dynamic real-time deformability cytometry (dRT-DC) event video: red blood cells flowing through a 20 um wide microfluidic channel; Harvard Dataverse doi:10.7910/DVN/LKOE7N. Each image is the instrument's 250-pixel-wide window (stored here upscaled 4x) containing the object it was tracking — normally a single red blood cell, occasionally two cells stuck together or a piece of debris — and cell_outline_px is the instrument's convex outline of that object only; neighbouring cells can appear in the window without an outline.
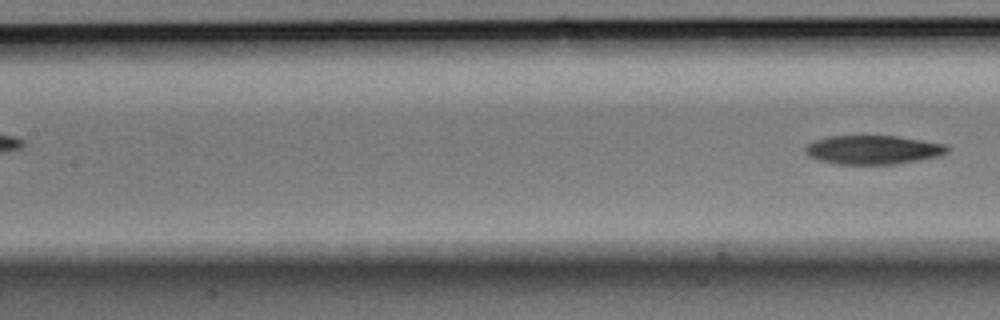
{"species": "Egyptian fruit bat (a non-hibernating species)", "species_latin": "Rousettus aegyptiacus", "temperature_condition": "room temperature", "stored_images_in_passage": 8, "camera_frame_rate_fps": 3000, "um_per_image_px": 0.085, "animal": {"sex": "male"}, "frame": {"image": 1, "passage_image": 8, "time_ms": 2.333, "image_size_px": [1000, 320], "cell_outline_px": [[952, 148], [948, 152], [940, 156], [900, 164], [836, 164], [820, 160], [812, 156], [804, 148], [808, 144], [816, 140], [828, 136], [896, 136], [924, 140], [948, 144]], "centroid_in_image_um": [74.33, 12.73], "position_along_channel_um": 133.1, "area_um2": 23.99}}